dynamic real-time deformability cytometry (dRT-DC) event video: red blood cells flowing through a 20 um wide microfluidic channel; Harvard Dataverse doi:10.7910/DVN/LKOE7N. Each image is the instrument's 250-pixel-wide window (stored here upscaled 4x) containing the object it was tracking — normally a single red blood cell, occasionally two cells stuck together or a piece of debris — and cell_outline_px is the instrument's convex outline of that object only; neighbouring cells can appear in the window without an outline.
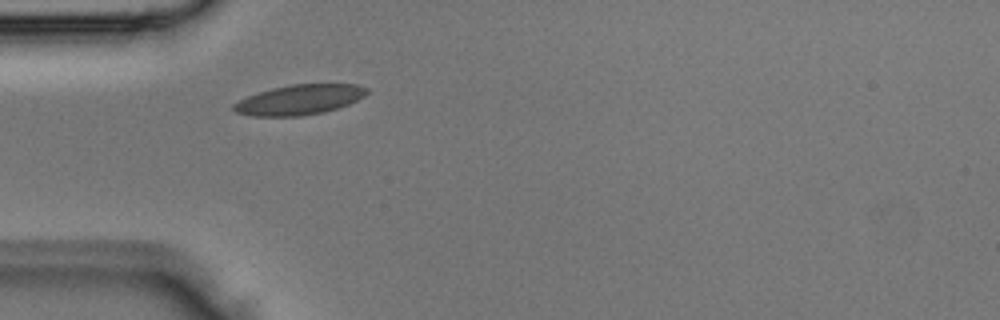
{"species": "Egyptian fruit bat (a non-hibernating species)", "species_latin": "Rousettus aegyptiacus", "temperature_condition": "room temperature", "stored_images_in_passage": 3, "camera_frame_rate_fps": 3000, "um_per_image_px": 0.085, "animal": {"sex": "male"}, "frame": {"image": 1, "passage_image": 2, "time_ms": 0.333, "image_size_px": [1000, 320], "cell_outline_px": [[368, 92], [364, 96], [348, 104], [324, 112], [300, 116], [252, 116], [236, 112], [232, 108], [232, 104], [248, 96], [272, 88], [292, 84], [356, 84], [368, 88]], "centroid_in_image_um": [25.45, 8.47], "position_along_channel_um": 59.6, "area_um2": 23.12}}